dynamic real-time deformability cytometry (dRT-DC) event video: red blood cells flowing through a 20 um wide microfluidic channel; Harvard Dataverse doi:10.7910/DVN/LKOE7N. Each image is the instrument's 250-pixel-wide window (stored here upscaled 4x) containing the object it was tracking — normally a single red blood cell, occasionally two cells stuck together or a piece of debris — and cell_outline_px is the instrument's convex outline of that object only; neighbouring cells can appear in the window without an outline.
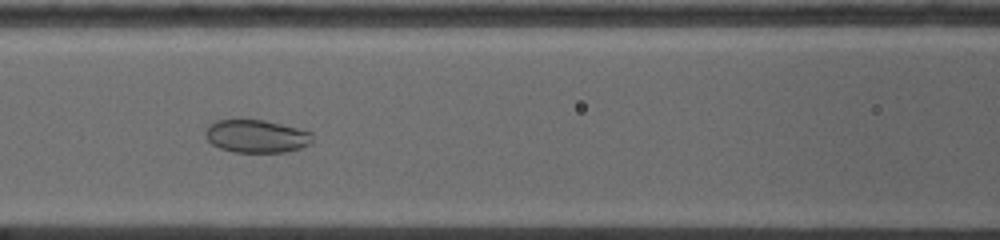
{"species": "common noctule bat (a hibernating species)", "species_latin": "Nyctalus noctula", "temperature_condition": "warm", "stored_images_in_passage": 25, "camera_frame_rate_fps": 5000, "um_per_image_px": 0.085, "animal": {"sex": "female", "body_mass_g": 19.0, "forearm_length_mm": 53.3}, "frame": {"image": 1, "passage_image": 9, "time_ms": 4.0, "image_size_px": [1000, 240], "cell_outline_px": [[312, 140], [308, 144], [300, 148], [284, 152], [236, 152], [220, 148], [212, 144], [204, 136], [204, 132], [208, 124], [216, 120], [240, 116], [264, 120], [312, 132]], "centroid_in_image_um": [21.7, 11.53], "position_along_channel_um": 144.9, "area_um2": 21.1}}
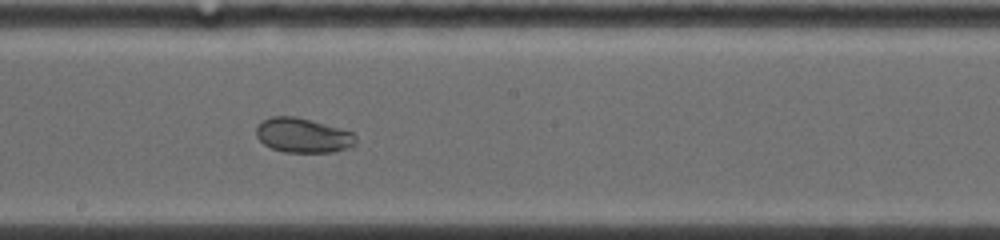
{"frame": {"image": 2, "passage_image": 13, "time_ms": 6.0, "image_size_px": [1000, 240], "cell_outline_px": [[356, 144], [332, 152], [284, 152], [272, 148], [264, 144], [256, 136], [256, 128], [264, 120], [272, 116], [296, 116], [352, 132], [356, 136]], "centroid_in_image_um": [25.73, 11.51], "position_along_channel_um": 222.5, "area_um2": 19.77}}
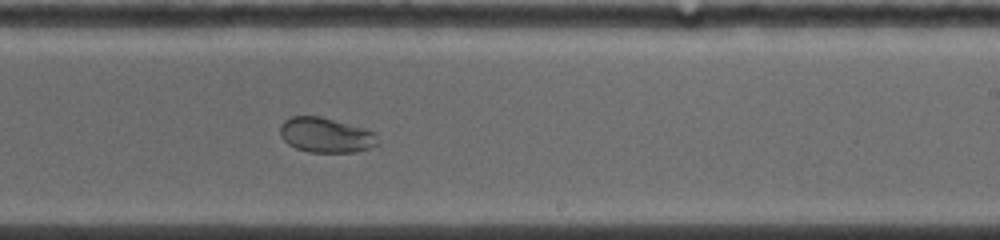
{"frame": {"image": 3, "passage_image": 15, "time_ms": 7.0, "image_size_px": [1000, 240], "cell_outline_px": [[376, 144], [368, 148], [356, 152], [308, 152], [296, 148], [288, 144], [280, 136], [280, 124], [284, 120], [292, 116], [320, 116], [364, 128], [376, 132]], "centroid_in_image_um": [27.65, 11.48], "position_along_channel_um": 261.3, "area_um2": 19.83}, "authors_computed_cell_mechanics": {"area_um2": 22.4264, "velocity_mm_per_s": 3.8973, "shape_relaxation_time_tau1_ms": null, "shape_relaxation_time_tau2_ms": 1.2174, "deformation_change_tau1": null, "deformation_change_tau2": 0.0328}}